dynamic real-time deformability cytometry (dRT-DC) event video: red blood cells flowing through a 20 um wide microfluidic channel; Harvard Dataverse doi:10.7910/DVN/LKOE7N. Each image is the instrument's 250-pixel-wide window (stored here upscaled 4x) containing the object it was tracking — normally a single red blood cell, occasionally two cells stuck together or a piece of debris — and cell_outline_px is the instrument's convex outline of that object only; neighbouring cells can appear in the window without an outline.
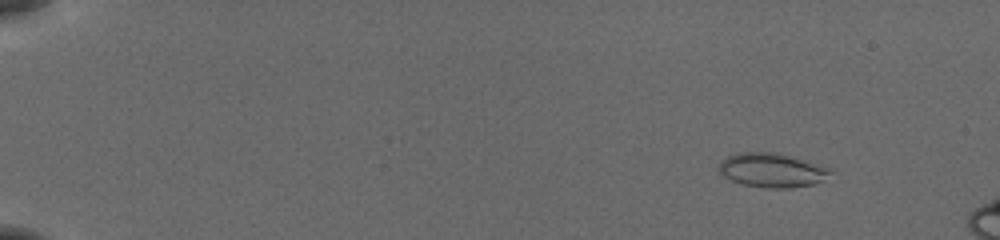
{"species": "common noctule bat (a hibernating species)", "species_latin": "Nyctalus noctula", "temperature_condition": "cold", "stored_images_in_passage": 22, "camera_frame_rate_fps": 3000, "um_per_image_px": 0.085, "animal": {"sex": "female", "body_mass_g": 19.5, "forearm_length_mm": 54.1}, "frame": {"image": 1, "passage_image": 7, "time_ms": 2.0, "image_size_px": [1000, 240], "cell_outline_px": [[832, 172], [824, 180], [812, 184], [788, 188], [768, 188], [740, 184], [716, 172], [716, 168], [720, 160], [736, 152], [776, 152], [832, 168]], "centroid_in_image_um": [65.55, 14.46], "position_along_channel_um": 19.4, "area_um2": 22.43}}
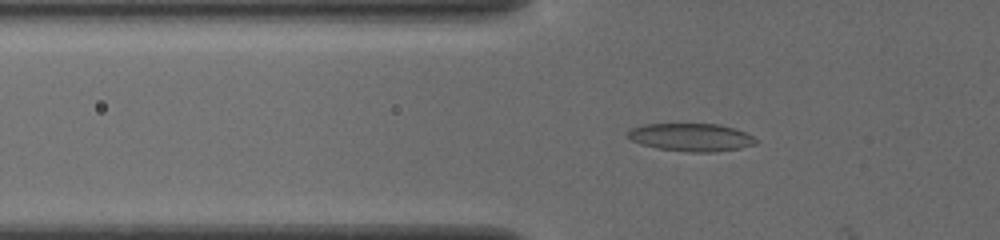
{"frame": {"image": 2, "passage_image": 21, "time_ms": 6.667, "image_size_px": [1000, 240], "cell_outline_px": [[760, 140], [756, 144], [740, 148], [712, 152], [692, 152], [656, 148], [640, 144], [632, 140], [628, 136], [628, 128], [644, 124], [720, 124], [744, 132]], "centroid_in_image_um": [58.73, 11.67], "position_along_channel_um": 67.1, "area_um2": 20.81}}